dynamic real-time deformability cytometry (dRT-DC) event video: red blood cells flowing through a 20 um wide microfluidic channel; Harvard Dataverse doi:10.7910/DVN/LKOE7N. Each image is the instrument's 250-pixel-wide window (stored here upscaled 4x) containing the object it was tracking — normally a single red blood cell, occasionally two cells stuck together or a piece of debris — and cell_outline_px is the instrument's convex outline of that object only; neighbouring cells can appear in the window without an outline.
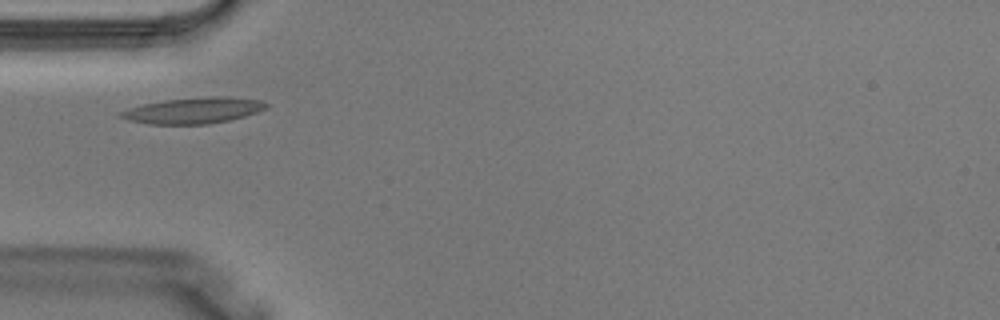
{"species": "Egyptian fruit bat (a non-hibernating species)", "species_latin": "Rousettus aegyptiacus", "temperature_condition": "warm", "stored_images_in_passage": 3, "camera_frame_rate_fps": 3000, "um_per_image_px": 0.085, "animal": {"sex": "male"}, "frame": {"image": 1, "passage_image": 2, "time_ms": 0.333, "image_size_px": [1000, 320], "cell_outline_px": [[268, 104], [264, 108], [256, 112], [244, 116], [228, 120], [208, 124], [148, 124], [128, 120], [116, 116], [120, 112], [128, 108], [144, 104], [164, 100], [212, 96], [228, 96], [260, 100]], "centroid_in_image_um": [16.39, 9.39], "position_along_channel_um": 68.6, "area_um2": 21.91}}